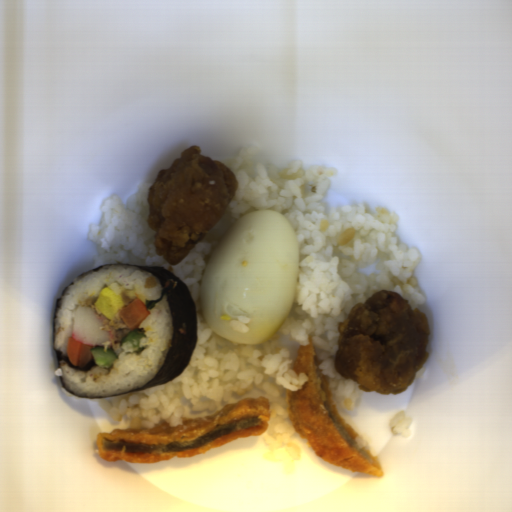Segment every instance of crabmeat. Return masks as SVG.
<instances>
[{"mask_svg": "<svg viewBox=\"0 0 512 512\" xmlns=\"http://www.w3.org/2000/svg\"><path fill=\"white\" fill-rule=\"evenodd\" d=\"M72 338L74 342L95 347H109L115 341L110 319L95 307L77 306L73 312Z\"/></svg>", "mask_w": 512, "mask_h": 512, "instance_id": "f7934b28", "label": "crabmeat"}]
</instances>
